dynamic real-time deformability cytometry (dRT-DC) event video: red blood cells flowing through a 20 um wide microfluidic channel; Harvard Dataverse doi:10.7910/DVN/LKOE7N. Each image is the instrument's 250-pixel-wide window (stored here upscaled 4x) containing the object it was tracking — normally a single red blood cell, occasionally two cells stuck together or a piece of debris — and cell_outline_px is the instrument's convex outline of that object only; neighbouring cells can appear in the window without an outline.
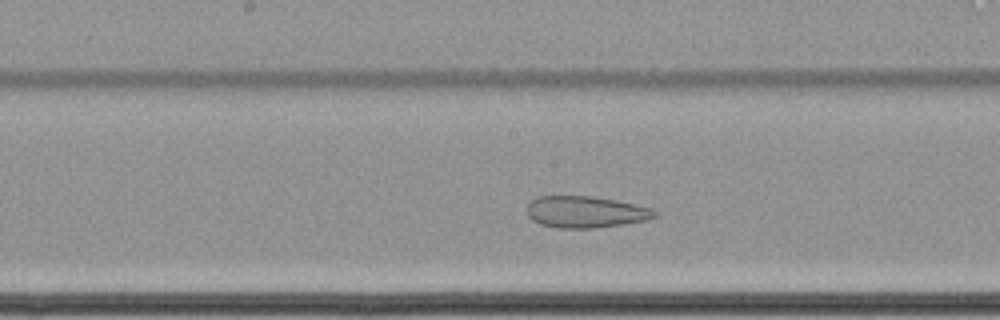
{"species": "common noctule bat (a hibernating species)", "species_latin": "Nyctalus noctula", "temperature_condition": "cold", "stored_images_in_passage": 54, "camera_frame_rate_fps": 3000, "um_per_image_px": 0.085, "animal": {"sex": "female", "body_mass_g": 22.7, "forearm_length_mm": 54.2}, "frame": {"image": 1, "passage_image": 26, "time_ms": 8.333, "image_size_px": [1000, 320], "cell_outline_px": [[660, 212], [656, 216], [648, 220], [596, 228], [556, 228], [540, 224], [532, 220], [528, 216], [528, 204], [536, 196], [592, 196], [616, 200], [652, 208]], "centroid_in_image_um": [49.79, 18.02], "position_along_channel_um": 198.4, "area_um2": 23.7}}
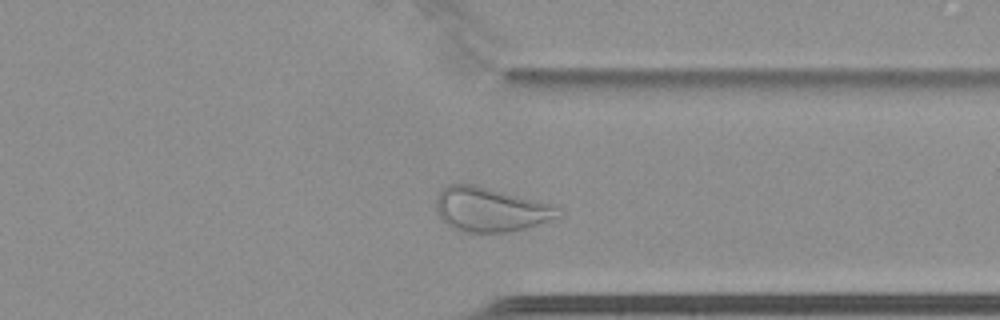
{"frame": {"image": 2, "passage_image": 41, "time_ms": 13.333, "image_size_px": [1000, 320], "cell_outline_px": [[564, 212], [560, 216], [524, 228], [508, 232], [464, 232], [452, 228], [436, 212], [436, 196], [448, 184], [476, 184], [552, 204], [560, 208]], "centroid_in_image_um": [41.69, 17.79], "position_along_channel_um": 369.7, "area_um2": 31.44}}
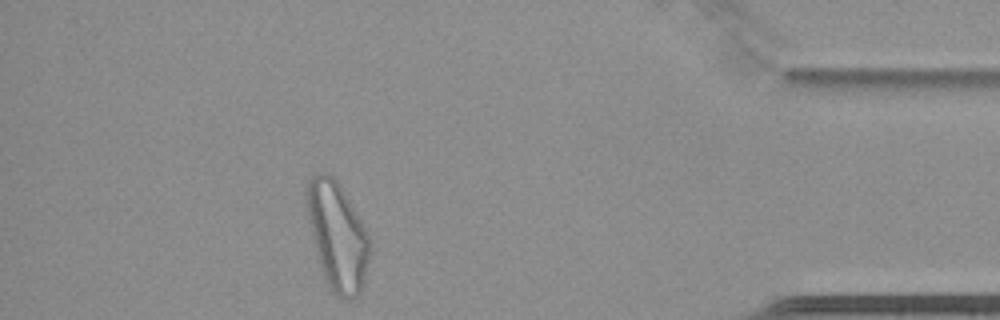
{"frame": {"image": 3, "passage_image": 48, "time_ms": 15.667, "image_size_px": [1000, 320], "cell_outline_px": [[372, 244], [364, 284], [360, 292], [356, 296], [348, 300], [340, 300], [332, 292], [324, 276], [320, 264], [304, 200], [304, 192], [308, 180], [316, 172], [328, 172], [340, 184], [368, 232]], "centroid_in_image_um": [28.69, 20.04], "position_along_channel_um": 406.5, "area_um2": 39.94}}